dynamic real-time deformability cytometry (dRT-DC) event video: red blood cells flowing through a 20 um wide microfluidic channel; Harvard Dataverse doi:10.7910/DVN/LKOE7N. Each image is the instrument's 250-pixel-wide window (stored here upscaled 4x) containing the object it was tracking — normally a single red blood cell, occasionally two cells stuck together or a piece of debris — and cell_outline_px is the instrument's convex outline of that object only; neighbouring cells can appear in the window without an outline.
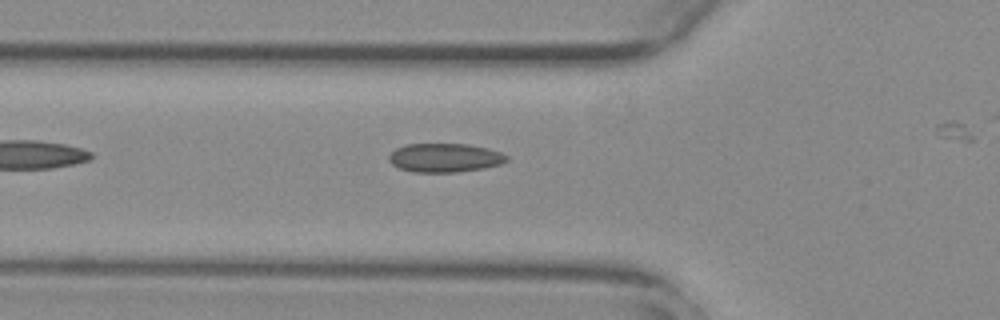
{"species": "common noctule bat (a hibernating species)", "species_latin": "Nyctalus noctula", "temperature_condition": "warm", "stored_images_in_passage": 9, "camera_frame_rate_fps": 3000, "um_per_image_px": 0.085, "animal": {"sex": "female", "body_mass_g": 29.2, "forearm_length_mm": 56.3}, "frame": {"image": 1, "passage_image": 4, "time_ms": 1.0, "image_size_px": [1000, 320], "cell_outline_px": [[508, 160], [500, 164], [484, 168], [456, 172], [412, 172], [400, 168], [392, 164], [388, 160], [388, 156], [396, 148], [404, 144], [468, 144], [488, 148], [500, 152], [508, 156]], "centroid_in_image_um": [37.8, 13.4], "position_along_channel_um": 88.0, "area_um2": 19.83}}
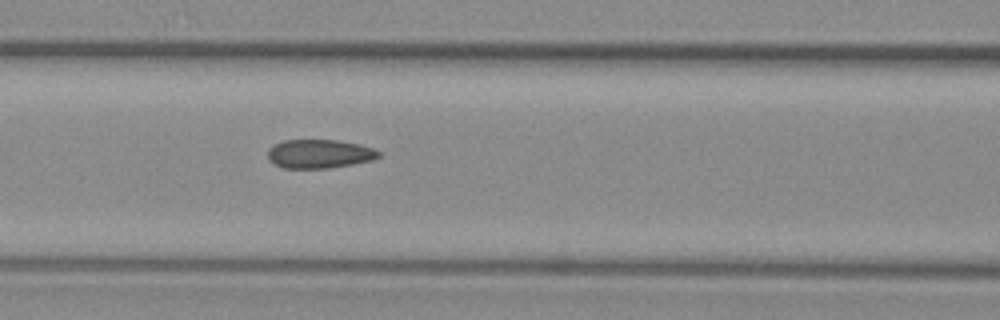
{"frame": {"image": 2, "passage_image": 8, "time_ms": 2.333, "image_size_px": [1000, 320], "cell_outline_px": [[380, 156], [372, 160], [352, 164], [328, 168], [284, 168], [272, 164], [268, 160], [268, 148], [284, 140], [336, 140], [360, 144], [372, 148], [380, 152]], "centroid_in_image_um": [27.12, 13.08], "position_along_channel_um": 139.5, "area_um2": 18.61}}